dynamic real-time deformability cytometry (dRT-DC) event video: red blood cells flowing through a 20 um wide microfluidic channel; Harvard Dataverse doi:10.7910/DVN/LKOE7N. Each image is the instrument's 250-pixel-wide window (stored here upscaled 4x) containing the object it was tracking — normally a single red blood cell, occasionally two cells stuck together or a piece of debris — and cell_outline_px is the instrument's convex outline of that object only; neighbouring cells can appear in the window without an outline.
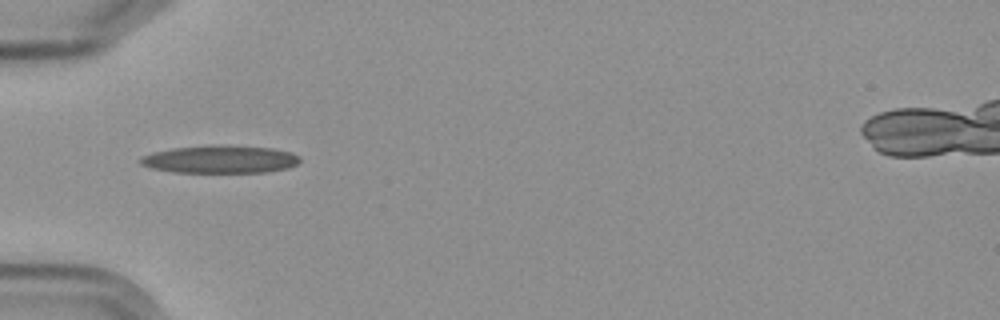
{"species": "Egyptian fruit bat (a non-hibernating species)", "species_latin": "Rousettus aegyptiacus", "temperature_condition": "cold", "stored_images_in_passage": 11, "camera_frame_rate_fps": 3000, "um_per_image_px": 0.085, "frame": {"image": 1, "passage_image": 1, "time_ms": 0.0, "image_size_px": [1000, 320], "cell_outline_px": [[300, 160], [296, 164], [288, 168], [264, 172], [172, 172], [152, 168], [140, 164], [140, 156], [152, 152], [172, 148], [208, 144], [224, 144], [272, 148], [292, 152], [300, 156]], "centroid_in_image_um": [18.7, 13.52], "position_along_channel_um": 66.3, "area_um2": 26.18}}
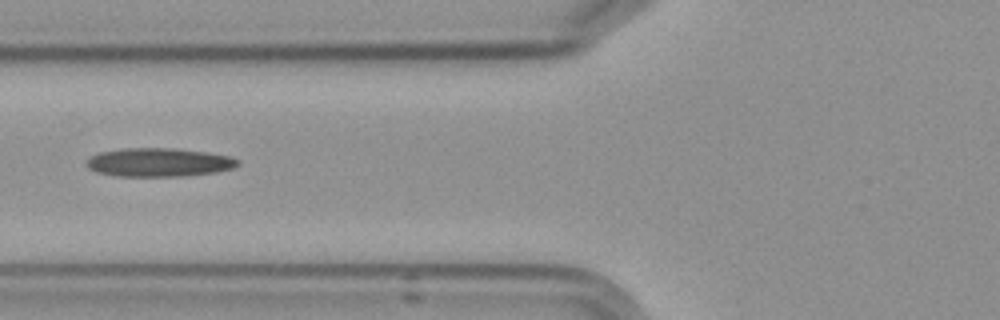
{"frame": {"image": 2, "passage_image": 2, "time_ms": 1.333, "image_size_px": [1000, 320], "cell_outline_px": [[240, 164], [232, 168], [216, 172], [180, 176], [116, 176], [96, 172], [88, 168], [84, 164], [88, 156], [100, 152], [120, 148], [172, 148], [204, 152], [228, 156], [240, 160]], "centroid_in_image_um": [13.43, 13.8], "position_along_channel_um": 112.4, "area_um2": 25.32}}